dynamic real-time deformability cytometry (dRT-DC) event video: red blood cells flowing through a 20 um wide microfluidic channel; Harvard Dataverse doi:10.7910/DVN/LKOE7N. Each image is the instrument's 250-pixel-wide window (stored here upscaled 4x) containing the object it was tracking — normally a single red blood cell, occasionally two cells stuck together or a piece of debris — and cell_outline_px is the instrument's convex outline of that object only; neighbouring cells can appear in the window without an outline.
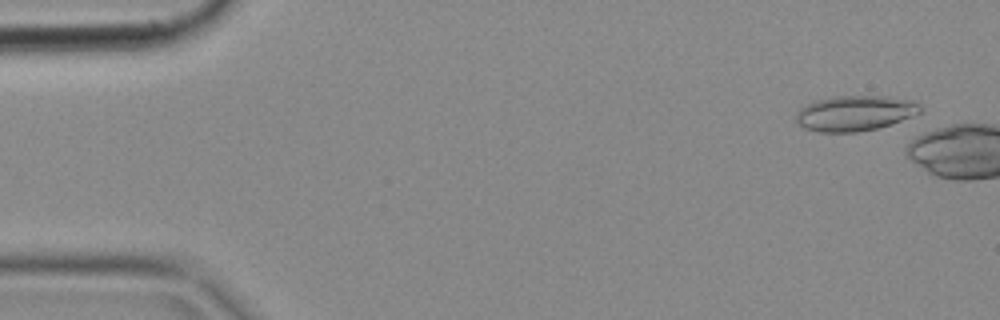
{"species": "common noctule bat (a hibernating species)", "species_latin": "Nyctalus noctula", "temperature_condition": "cold", "stored_images_in_passage": 6, "camera_frame_rate_fps": 3000, "um_per_image_px": 0.085, "animal": {"sex": "female", "body_mass_g": 18.4}, "frame": {"image": 1, "passage_image": 3, "time_ms": 0.667, "image_size_px": [1000, 320], "cell_outline_px": [[924, 108], [920, 112], [912, 116], [892, 124], [880, 128], [860, 132], [820, 132], [804, 128], [796, 120], [796, 116], [800, 108], [816, 100], [836, 96], [888, 96], [916, 100]], "centroid_in_image_um": [72.74, 9.62], "position_along_channel_um": 12.3, "area_um2": 25.84}}